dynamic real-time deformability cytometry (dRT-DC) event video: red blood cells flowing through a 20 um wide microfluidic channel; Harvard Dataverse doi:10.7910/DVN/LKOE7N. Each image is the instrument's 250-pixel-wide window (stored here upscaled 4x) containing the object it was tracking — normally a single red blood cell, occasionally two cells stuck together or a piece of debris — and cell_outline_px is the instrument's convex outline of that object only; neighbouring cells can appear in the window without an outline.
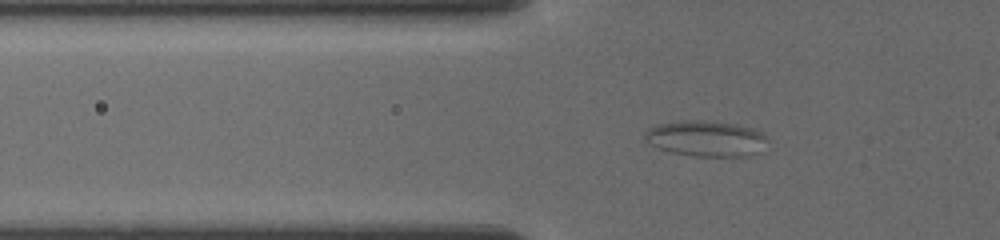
{"species": "common noctule bat (a hibernating species)", "species_latin": "Nyctalus noctula", "temperature_condition": "cold", "stored_images_in_passage": 31, "segment_of_instrument_passage": [1, 2], "camera_frame_rate_fps": 3000, "um_per_image_px": 0.085, "animal": {"sex": "female", "body_mass_g": 19.5, "forearm_length_mm": 54.1}, "frame": {"image": 1, "passage_image": 9, "time_ms": 3.333, "image_size_px": [1000, 240], "cell_outline_px": [[764, 136], [752, 152], [748, 156], [696, 156], [672, 152], [660, 148], [652, 144], [648, 140], [648, 128], [660, 124], [684, 120], [708, 120], [736, 124], [756, 128]], "centroid_in_image_um": [59.95, 11.74], "position_along_channel_um": 65.9, "area_um2": 24.39}}
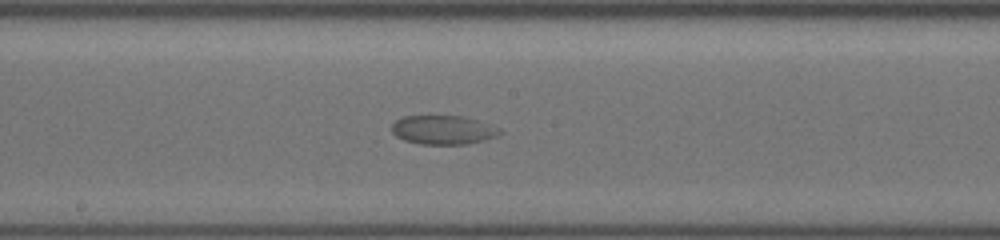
{"frame": {"image": 2, "passage_image": 18, "time_ms": 7.333, "image_size_px": [1000, 240], "cell_outline_px": [[504, 132], [496, 136], [484, 140], [468, 144], [420, 144], [404, 140], [396, 136], [392, 132], [392, 124], [396, 120], [404, 116], [460, 116], [476, 120], [500, 128]], "centroid_in_image_um": [37.67, 11.05], "position_along_channel_um": 210.5, "area_um2": 18.15}}
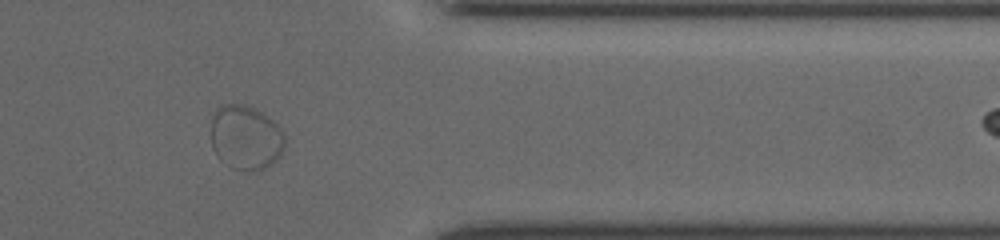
{"frame": {"image": 3, "passage_image": 28, "time_ms": 12.333, "image_size_px": [1000, 240], "cell_outline_px": [[284, 148], [280, 156], [276, 160], [264, 168], [256, 172], [244, 172], [232, 168], [224, 164], [216, 156], [212, 148], [212, 116], [216, 108], [220, 104], [244, 104], [260, 112], [272, 120], [280, 128], [284, 136]], "centroid_in_image_um": [20.86, 11.72], "position_along_channel_um": 390.5, "area_um2": 28.03}}